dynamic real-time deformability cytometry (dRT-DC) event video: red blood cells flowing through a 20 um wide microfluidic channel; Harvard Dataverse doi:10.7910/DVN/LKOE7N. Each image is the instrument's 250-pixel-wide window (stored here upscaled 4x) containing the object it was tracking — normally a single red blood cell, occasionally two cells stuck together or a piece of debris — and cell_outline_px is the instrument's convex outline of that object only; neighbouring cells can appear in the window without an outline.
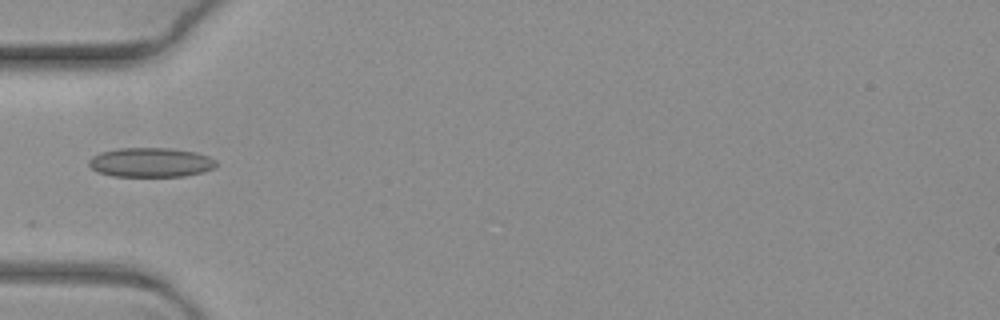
{"species": "common noctule bat (a hibernating species)", "species_latin": "Nyctalus noctula", "temperature_condition": "warm", "stored_images_in_passage": 6, "camera_frame_rate_fps": 3000, "um_per_image_px": 0.085, "animal": {"sex": "female", "body_mass_g": 19.3, "forearm_length_mm": 54.1}, "frame": {"image": 1, "passage_image": 6, "time_ms": 1.667, "image_size_px": [1000, 320], "cell_outline_px": [[216, 164], [212, 168], [200, 172], [184, 176], [112, 176], [96, 172], [88, 164], [88, 160], [92, 156], [100, 152], [116, 148], [172, 148], [196, 152], [208, 156], [216, 160]], "centroid_in_image_um": [12.76, 13.79], "position_along_channel_um": 72.2, "area_um2": 21.85}}